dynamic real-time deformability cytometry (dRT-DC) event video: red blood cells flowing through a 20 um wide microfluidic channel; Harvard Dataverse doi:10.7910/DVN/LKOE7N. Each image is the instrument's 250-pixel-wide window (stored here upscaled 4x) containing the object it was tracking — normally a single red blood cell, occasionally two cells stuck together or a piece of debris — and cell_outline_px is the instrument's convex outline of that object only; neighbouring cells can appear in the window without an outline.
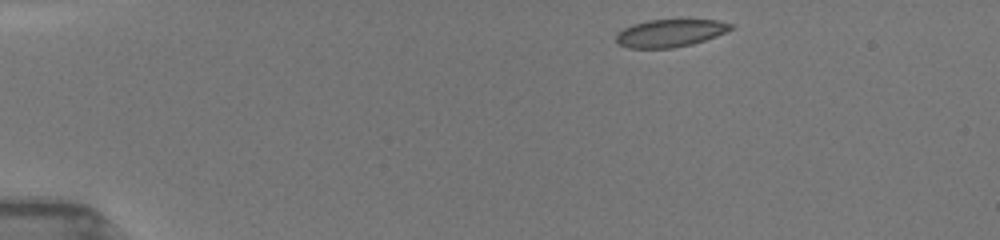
{"species": "common noctule bat (a hibernating species)", "species_latin": "Nyctalus noctula", "temperature_condition": "room temperature", "stored_images_in_passage": 4, "camera_frame_rate_fps": 3000, "um_per_image_px": 0.085, "animal": {"sex": "female", "body_mass_g": 19.5, "forearm_length_mm": 54.1}, "frame": {"image": 1, "passage_image": 1, "time_ms": 0.0, "image_size_px": [1000, 240], "cell_outline_px": [[736, 24], [732, 28], [716, 36], [692, 44], [672, 48], [628, 48], [620, 44], [616, 40], [616, 32], [632, 24], [648, 20], [716, 20]], "centroid_in_image_um": [56.94, 2.81], "position_along_channel_um": 28.1, "area_um2": 18.38}}